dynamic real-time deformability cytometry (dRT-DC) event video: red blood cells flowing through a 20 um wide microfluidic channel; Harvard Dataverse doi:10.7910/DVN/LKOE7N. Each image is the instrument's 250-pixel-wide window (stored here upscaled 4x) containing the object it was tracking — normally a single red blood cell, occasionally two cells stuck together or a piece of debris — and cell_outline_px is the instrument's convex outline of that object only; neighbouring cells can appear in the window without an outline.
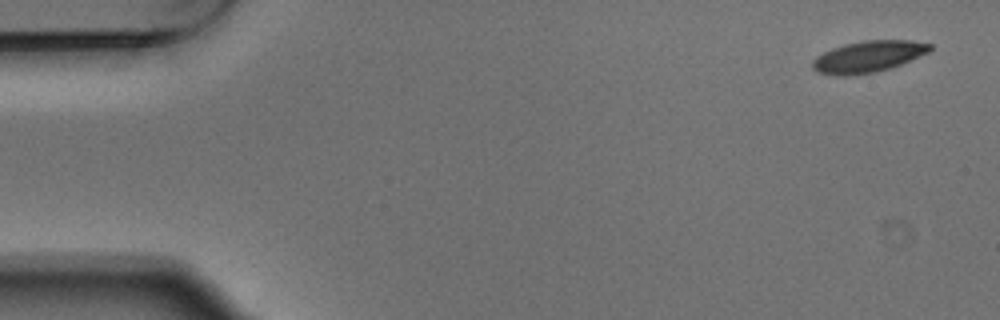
{"species": "Egyptian fruit bat (a non-hibernating species)", "species_latin": "Rousettus aegyptiacus", "temperature_condition": "warm", "stored_images_in_passage": 6, "camera_frame_rate_fps": 3000, "um_per_image_px": 0.085, "animal": {"sex": "male"}, "frame": {"image": 1, "passage_image": 1, "time_ms": 0.0, "image_size_px": [1000, 320], "cell_outline_px": [[932, 48], [928, 52], [892, 68], [876, 72], [848, 76], [836, 76], [816, 72], [812, 68], [812, 60], [816, 56], [832, 48], [844, 44], [864, 40], [912, 40], [932, 44]], "centroid_in_image_um": [73.77, 4.82], "position_along_channel_um": 11.2, "area_um2": 21.73}}
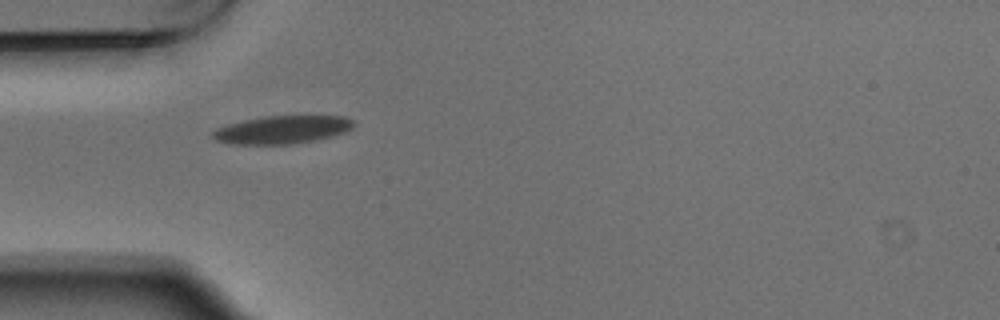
{"frame": {"image": 2, "passage_image": 5, "time_ms": 1.333, "image_size_px": [1000, 320], "cell_outline_px": [[356, 124], [352, 128], [344, 132], [312, 140], [292, 144], [232, 144], [216, 140], [208, 132], [216, 128], [228, 124], [244, 120], [264, 116], [344, 116], [352, 120]], "centroid_in_image_um": [23.93, 11.02], "position_along_channel_um": 61.1, "area_um2": 22.83}}
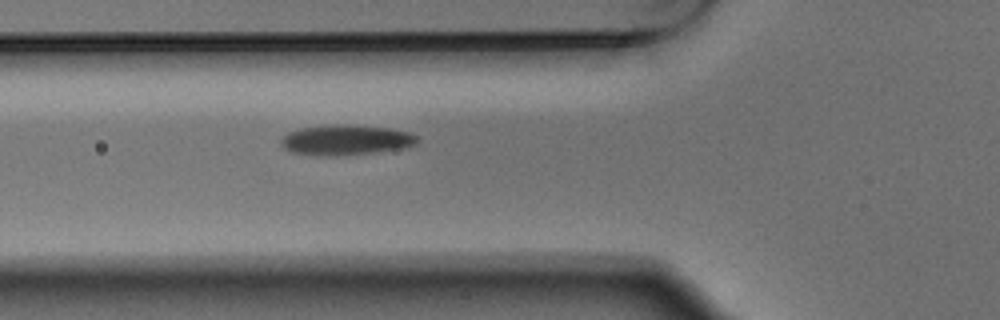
{"frame": {"image": 3, "passage_image": 6, "time_ms": 1.667, "image_size_px": [1000, 320], "cell_outline_px": [[420, 140], [416, 144], [404, 148], [372, 152], [332, 156], [320, 156], [292, 152], [284, 148], [280, 144], [280, 140], [288, 132], [304, 128], [328, 124], [344, 124], [392, 128], [408, 132], [416, 136]], "centroid_in_image_um": [29.4, 11.89], "position_along_channel_um": 96.4, "area_um2": 23.99}}